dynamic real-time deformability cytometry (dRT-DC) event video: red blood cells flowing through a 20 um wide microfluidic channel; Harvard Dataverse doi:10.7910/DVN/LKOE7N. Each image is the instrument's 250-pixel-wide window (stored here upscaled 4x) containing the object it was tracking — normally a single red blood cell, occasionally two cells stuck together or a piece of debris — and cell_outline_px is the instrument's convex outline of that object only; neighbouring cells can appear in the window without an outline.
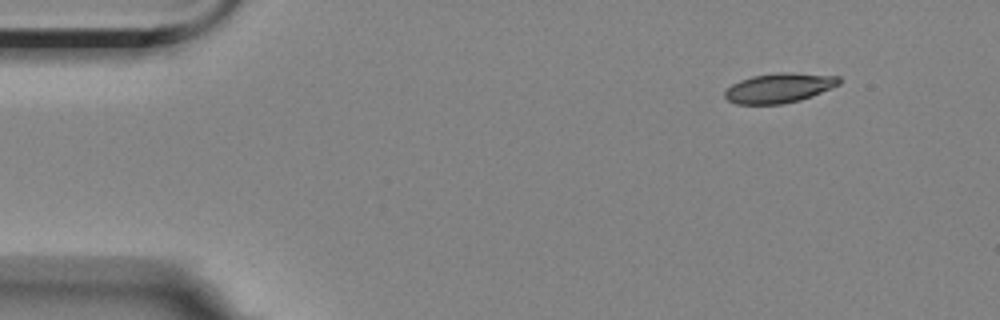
{"species": "Egyptian fruit bat (a non-hibernating species)", "species_latin": "Rousettus aegyptiacus", "temperature_condition": "room temperature", "stored_images_in_passage": 5, "camera_frame_rate_fps": 3000, "um_per_image_px": 0.085, "animal": {"sex": "female"}, "frame": {"image": 1, "passage_image": 1, "time_ms": 0.0, "image_size_px": [1000, 320], "cell_outline_px": [[840, 84], [812, 96], [800, 100], [780, 104], [736, 104], [728, 100], [724, 96], [724, 92], [732, 84], [740, 80], [752, 76], [776, 72], [792, 72], [840, 76]], "centroid_in_image_um": [66.23, 7.46], "position_along_channel_um": 18.8, "area_um2": 19.83}}